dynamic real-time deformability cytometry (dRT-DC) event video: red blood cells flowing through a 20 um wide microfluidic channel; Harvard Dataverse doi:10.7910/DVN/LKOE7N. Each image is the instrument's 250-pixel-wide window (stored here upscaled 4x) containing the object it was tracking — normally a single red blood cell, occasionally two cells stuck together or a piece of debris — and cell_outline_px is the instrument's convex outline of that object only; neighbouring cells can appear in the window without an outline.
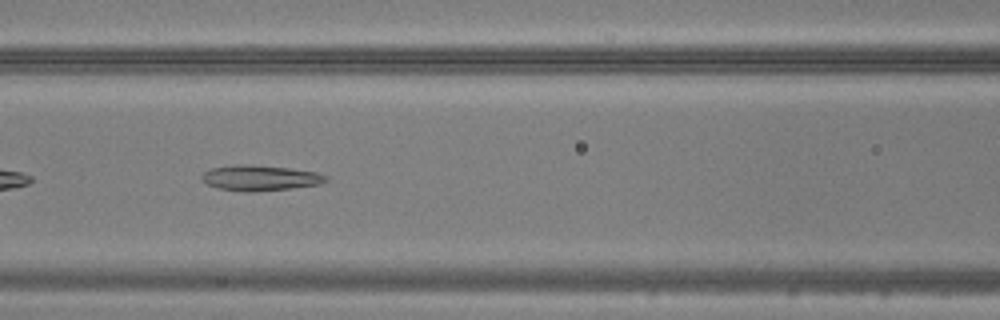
{"species": "common noctule bat (a hibernating species)", "species_latin": "Nyctalus noctula", "temperature_condition": "warm", "stored_images_in_passage": 49, "camera_frame_rate_fps": 3000, "um_per_image_px": 0.085, "animal": {"sex": "male", "body_mass_g": 20.5, "forearm_length_mm": 52.5}, "frame": {"image": 1, "passage_image": 22, "time_ms": 7.0, "image_size_px": [1000, 320], "cell_outline_px": [[328, 180], [320, 184], [292, 188], [216, 188], [200, 180], [200, 176], [204, 172], [212, 168], [236, 164], [244, 164], [288, 168], [316, 172], [328, 176]], "centroid_in_image_um": [22.12, 15.06], "position_along_channel_um": 144.5, "area_um2": 17.28}}
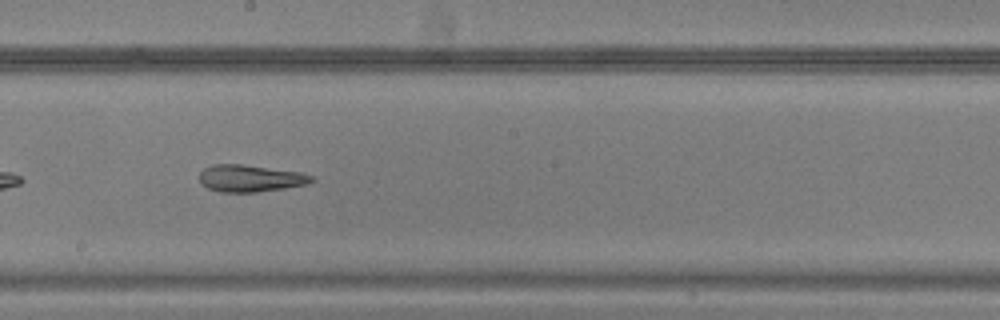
{"frame": {"image": 2, "passage_image": 28, "time_ms": 9.0, "image_size_px": [1000, 320], "cell_outline_px": [[316, 180], [308, 184], [284, 188], [256, 192], [220, 192], [208, 188], [200, 184], [200, 172], [204, 168], [212, 164], [244, 164], [300, 172], [312, 176]], "centroid_in_image_um": [21.26, 15.15], "position_along_channel_um": 226.9, "area_um2": 17.74}}